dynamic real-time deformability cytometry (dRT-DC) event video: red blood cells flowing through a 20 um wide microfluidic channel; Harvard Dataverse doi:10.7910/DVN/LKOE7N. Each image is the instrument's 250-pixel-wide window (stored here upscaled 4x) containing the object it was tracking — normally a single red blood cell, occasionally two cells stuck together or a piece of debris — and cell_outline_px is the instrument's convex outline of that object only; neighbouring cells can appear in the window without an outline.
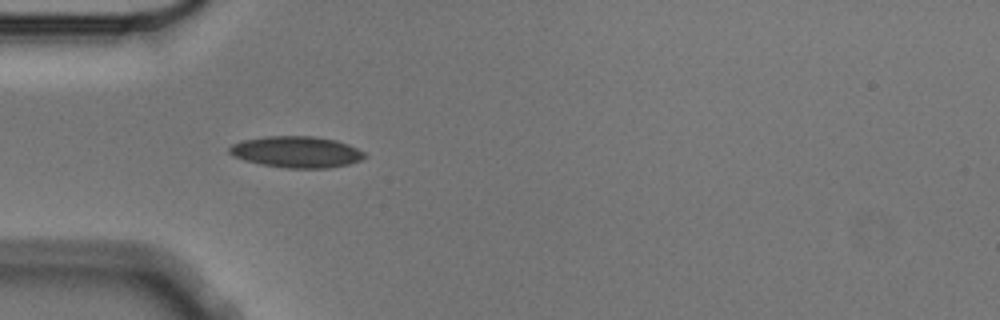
{"species": "Egyptian fruit bat (a non-hibernating species)", "species_latin": "Rousettus aegyptiacus", "temperature_condition": "cold", "stored_images_in_passage": 2, "camera_frame_rate_fps": 3000, "um_per_image_px": 0.085, "animal": {"sex": "male"}, "frame": {"image": 1, "passage_image": 1, "time_ms": 0.0, "image_size_px": [1000, 320], "cell_outline_px": [[368, 156], [360, 160], [348, 164], [328, 168], [288, 168], [264, 164], [244, 160], [232, 156], [228, 152], [228, 148], [232, 144], [244, 140], [264, 136], [312, 136], [336, 140], [348, 144], [364, 152]], "centroid_in_image_um": [25.2, 12.91], "position_along_channel_um": 59.8, "area_um2": 24.62}}
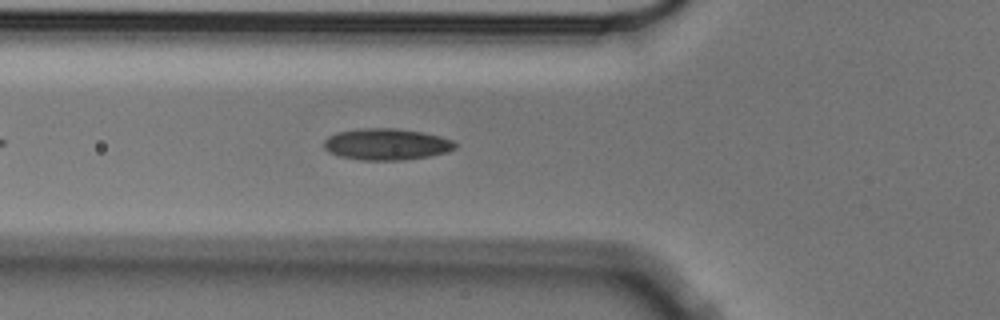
{"frame": {"image": 2, "passage_image": 2, "time_ms": 0.333, "image_size_px": [1000, 320], "cell_outline_px": [[456, 148], [448, 152], [428, 156], [404, 160], [364, 160], [340, 156], [328, 152], [324, 148], [324, 140], [328, 136], [336, 132], [360, 128], [396, 128], [424, 132], [440, 136], [452, 140], [456, 144]], "centroid_in_image_um": [32.85, 12.25], "position_along_channel_um": 93.0, "area_um2": 24.22}}